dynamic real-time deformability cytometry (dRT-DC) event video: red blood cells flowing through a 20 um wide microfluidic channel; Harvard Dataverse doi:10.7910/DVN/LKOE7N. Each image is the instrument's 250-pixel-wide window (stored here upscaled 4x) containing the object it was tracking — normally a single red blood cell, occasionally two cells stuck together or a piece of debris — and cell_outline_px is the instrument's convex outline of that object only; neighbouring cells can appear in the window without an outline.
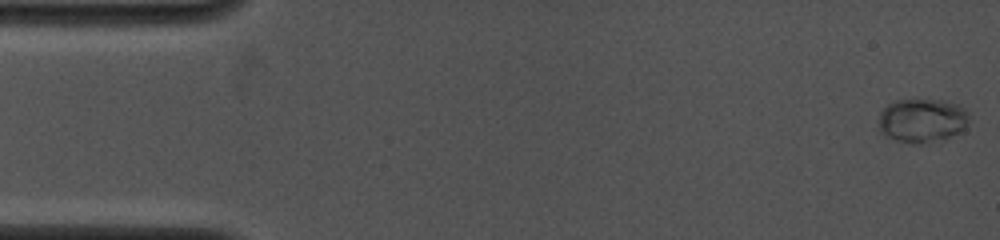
{"species": "common noctule bat (a hibernating species)", "species_latin": "Nyctalus noctula", "temperature_condition": "cold", "stored_images_in_passage": 18, "camera_frame_rate_fps": 4000, "um_per_image_px": 0.085, "animal": {"sex": "female", "body_mass_g": 19.0, "forearm_length_mm": 53.3}, "frame": {"image": 1, "passage_image": 1, "time_ms": 0.0, "image_size_px": [1000, 240], "cell_outline_px": [[968, 120], [964, 128], [960, 132], [944, 140], [920, 144], [912, 144], [896, 140], [880, 132], [880, 112], [888, 104], [896, 100], [940, 100], [956, 104], [964, 108], [968, 112]], "centroid_in_image_um": [78.39, 10.26], "position_along_channel_um": 6.6, "area_um2": 23.12}}
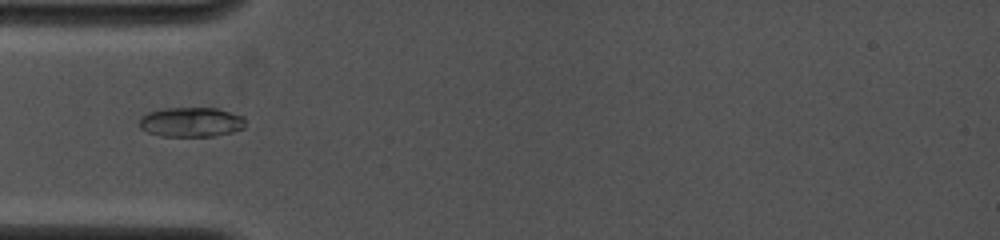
{"frame": {"image": 2, "passage_image": 14, "time_ms": 4.75, "image_size_px": [1000, 240], "cell_outline_px": [[244, 128], [232, 132], [212, 136], [160, 136], [148, 132], [140, 128], [140, 116], [148, 112], [164, 108], [216, 108], [244, 116]], "centroid_in_image_um": [16.23, 10.37], "position_along_channel_um": 68.8, "area_um2": 18.32}}
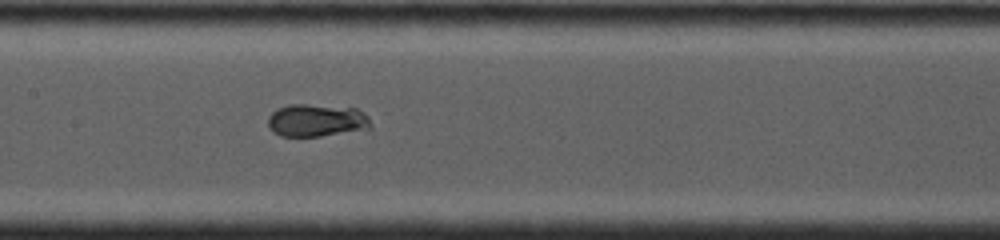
{"frame": {"image": 3, "passage_image": 18, "time_ms": 7.5, "image_size_px": [1000, 240], "cell_outline_px": [[372, 128], [320, 136], [280, 136], [272, 132], [268, 128], [268, 116], [276, 108], [288, 104], [308, 104], [356, 108], [364, 112], [368, 116], [372, 124]], "centroid_in_image_um": [26.89, 10.22], "position_along_channel_um": 180.5, "area_um2": 19.83}}